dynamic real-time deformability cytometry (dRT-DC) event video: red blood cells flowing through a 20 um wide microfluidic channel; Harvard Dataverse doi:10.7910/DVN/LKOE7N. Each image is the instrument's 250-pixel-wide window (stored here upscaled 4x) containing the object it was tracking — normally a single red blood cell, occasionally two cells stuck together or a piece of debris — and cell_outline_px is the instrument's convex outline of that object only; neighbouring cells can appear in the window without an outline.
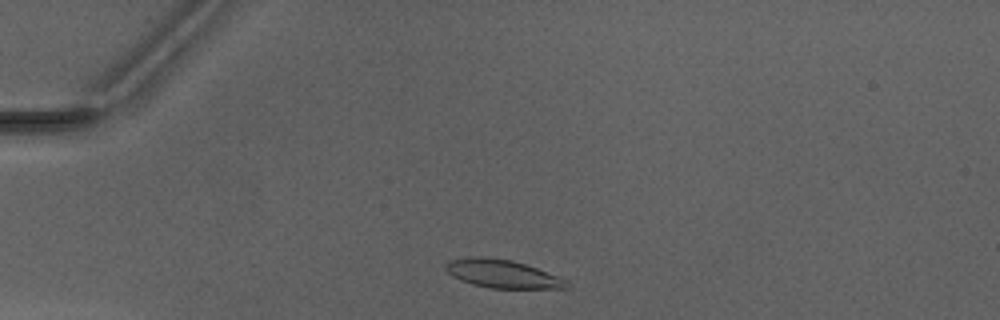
{"species": "Egyptian fruit bat (a non-hibernating species)", "species_latin": "Rousettus aegyptiacus", "temperature_condition": "warm", "stored_images_in_passage": 30, "camera_frame_rate_fps": 3000, "um_per_image_px": 0.085, "animal": {"sex": "male"}, "frame": {"image": 1, "passage_image": 2, "time_ms": 0.333, "image_size_px": [1000, 320], "cell_outline_px": [[572, 284], [568, 288], [488, 288], [472, 284], [460, 280], [452, 276], [444, 268], [444, 264], [452, 260], [468, 256], [484, 256], [512, 260], [536, 268], [568, 280]], "centroid_in_image_um": [42.69, 23.27], "position_along_channel_um": 42.3, "area_um2": 20.0}}
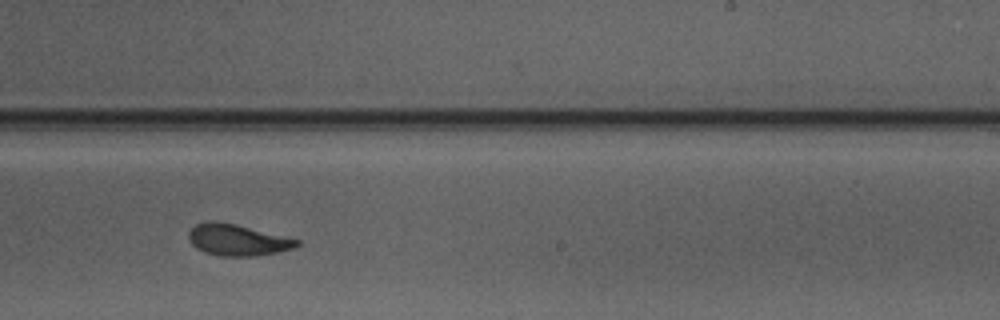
{"frame": {"image": 2, "passage_image": 21, "time_ms": 6.667, "image_size_px": [1000, 320], "cell_outline_px": [[300, 244], [292, 248], [276, 252], [252, 256], [220, 256], [204, 252], [196, 248], [188, 240], [188, 232], [196, 224], [208, 220], [216, 220], [300, 240]], "centroid_in_image_um": [20.11, 20.39], "position_along_channel_um": 268.9, "area_um2": 19.54}}
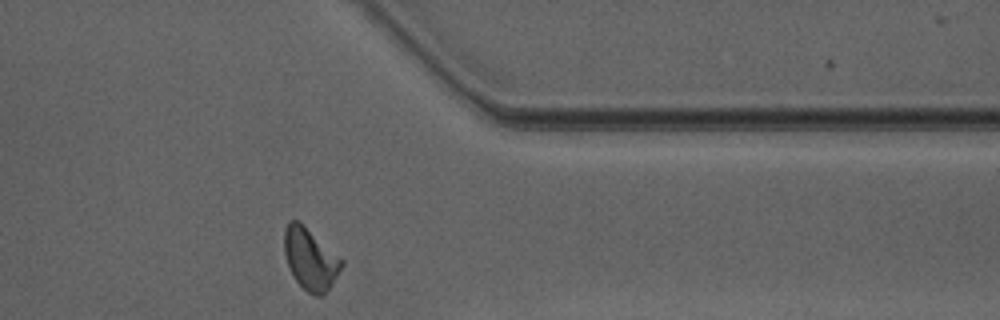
{"frame": {"image": 3, "passage_image": 30, "time_ms": 9.667, "image_size_px": [1000, 320], "cell_outline_px": [[344, 264], [332, 284], [324, 296], [312, 296], [296, 280], [288, 264], [284, 252], [284, 228], [288, 220], [300, 220], [344, 260]], "centroid_in_image_um": [26.39, 21.98], "position_along_channel_um": 385.0, "area_um2": 20.81}, "authors_computed_cell_mechanics": {"area_um2": 19.941, "velocity_mm_per_s": 4.1558, "shape_relaxation_time_tau1_ms": 3.7067, "shape_relaxation_time_tau2_ms": 1.3333, "deformation_change_tau1": 0.1683, "deformation_change_tau2": 0.0792}}